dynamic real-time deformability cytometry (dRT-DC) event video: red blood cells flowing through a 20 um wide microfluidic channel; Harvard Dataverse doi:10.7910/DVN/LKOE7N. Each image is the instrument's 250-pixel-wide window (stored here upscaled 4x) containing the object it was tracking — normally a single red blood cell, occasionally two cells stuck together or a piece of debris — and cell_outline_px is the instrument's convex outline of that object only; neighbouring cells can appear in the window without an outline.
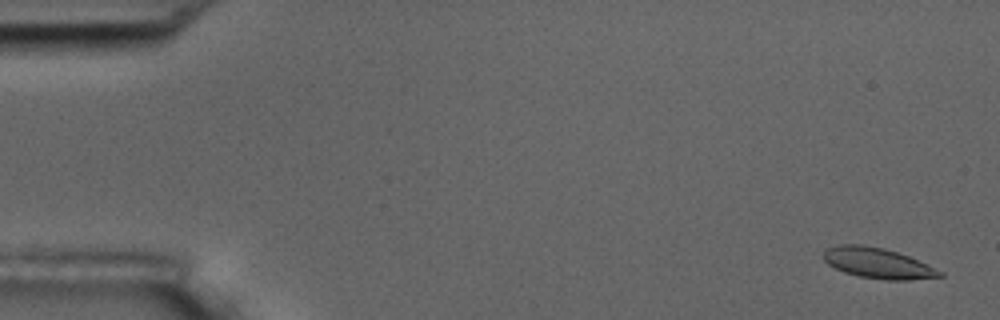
{"species": "common noctule bat (a hibernating species)", "species_latin": "Nyctalus noctula", "temperature_condition": "room temperature", "stored_images_in_passage": 5, "camera_frame_rate_fps": 3000, "um_per_image_px": 0.085, "animal": {"sex": "male", "body_mass_g": 17.5, "forearm_length_mm": 52.3}, "frame": {"image": 1, "passage_image": 1, "time_ms": 0.0, "image_size_px": [1000, 320], "cell_outline_px": [[944, 276], [908, 280], [884, 280], [860, 276], [844, 272], [828, 264], [824, 260], [824, 252], [828, 248], [836, 244], [860, 244], [884, 248], [908, 256], [944, 272]], "centroid_in_image_um": [74.6, 22.36], "position_along_channel_um": 10.4, "area_um2": 20.52}}
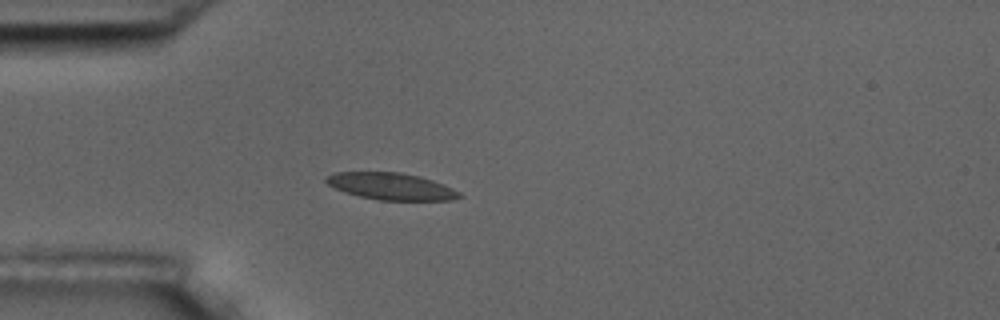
{"frame": {"image": 2, "passage_image": 4, "time_ms": 4.667, "image_size_px": [1000, 320], "cell_outline_px": [[464, 196], [452, 200], [380, 200], [360, 196], [344, 192], [328, 184], [324, 180], [328, 176], [336, 172], [400, 172], [420, 176], [444, 184], [460, 192]], "centroid_in_image_um": [33.28, 15.84], "position_along_channel_um": 51.7, "area_um2": 20.81}}